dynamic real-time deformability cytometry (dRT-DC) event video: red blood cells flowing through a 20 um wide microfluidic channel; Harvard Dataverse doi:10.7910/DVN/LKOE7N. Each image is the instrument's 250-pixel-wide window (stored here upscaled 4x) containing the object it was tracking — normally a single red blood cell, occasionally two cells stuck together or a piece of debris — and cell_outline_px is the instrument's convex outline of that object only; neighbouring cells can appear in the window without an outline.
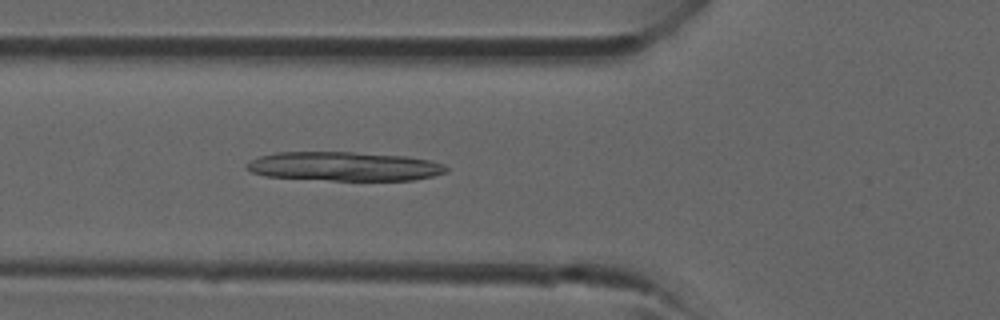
{"species": "common noctule bat (a hibernating species)", "species_latin": "Nyctalus noctula", "temperature_condition": "room temperature", "stored_images_in_passage": 39, "camera_frame_rate_fps": 3000, "um_per_image_px": 0.085, "animal": {"sex": "male", "forearm_length_mm": 52.5}, "frame": {"image": 1, "passage_image": 14, "time_ms": 4.333, "image_size_px": [1000, 320], "cell_outline_px": [[448, 172], [432, 176], [412, 180], [332, 180], [264, 176], [252, 172], [244, 168], [244, 164], [260, 156], [276, 152], [352, 152], [408, 156], [428, 160], [444, 164], [448, 168]], "centroid_in_image_um": [29.25, 14.14], "position_along_channel_um": 96.6, "area_um2": 33.81}}
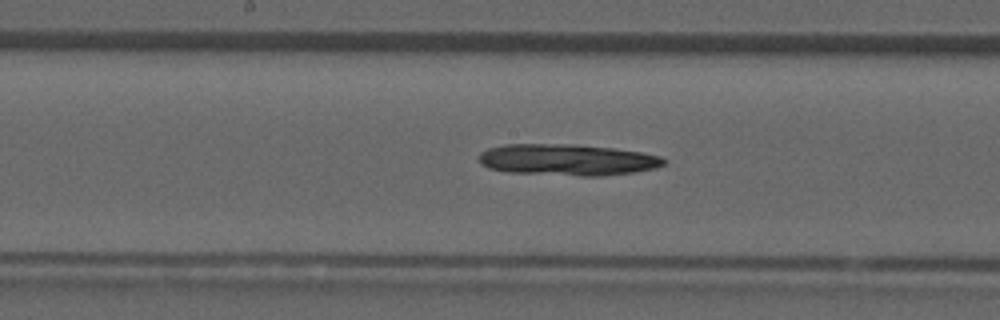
{"frame": {"image": 2, "passage_image": 20, "time_ms": 6.333, "image_size_px": [1000, 320], "cell_outline_px": [[668, 160], [664, 164], [656, 168], [636, 172], [600, 176], [580, 176], [508, 172], [488, 168], [480, 164], [480, 152], [488, 148], [504, 144], [572, 144], [612, 148], [640, 152], [664, 156]], "centroid_in_image_um": [48.25, 13.58], "position_along_channel_um": 200.0, "area_um2": 34.1}}
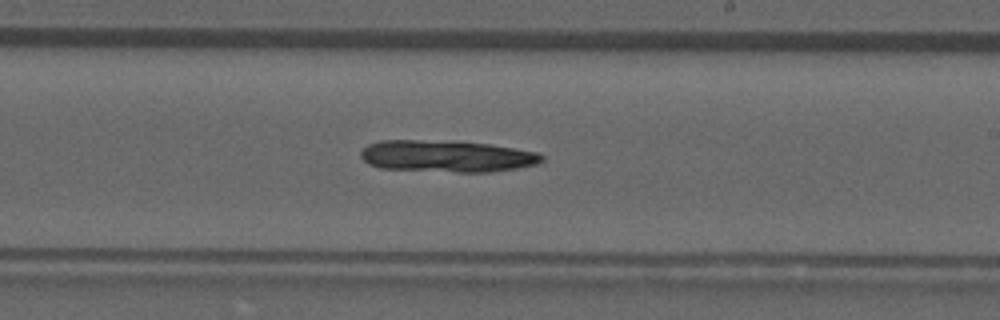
{"frame": {"image": 3, "passage_image": 23, "time_ms": 7.333, "image_size_px": [1000, 320], "cell_outline_px": [[544, 160], [536, 164], [516, 168], [488, 172], [456, 172], [380, 168], [368, 164], [360, 156], [360, 152], [368, 144], [380, 140], [420, 140], [488, 144], [536, 152], [544, 156]], "centroid_in_image_um": [37.93, 13.28], "position_along_channel_um": 251.1, "area_um2": 33.18}}